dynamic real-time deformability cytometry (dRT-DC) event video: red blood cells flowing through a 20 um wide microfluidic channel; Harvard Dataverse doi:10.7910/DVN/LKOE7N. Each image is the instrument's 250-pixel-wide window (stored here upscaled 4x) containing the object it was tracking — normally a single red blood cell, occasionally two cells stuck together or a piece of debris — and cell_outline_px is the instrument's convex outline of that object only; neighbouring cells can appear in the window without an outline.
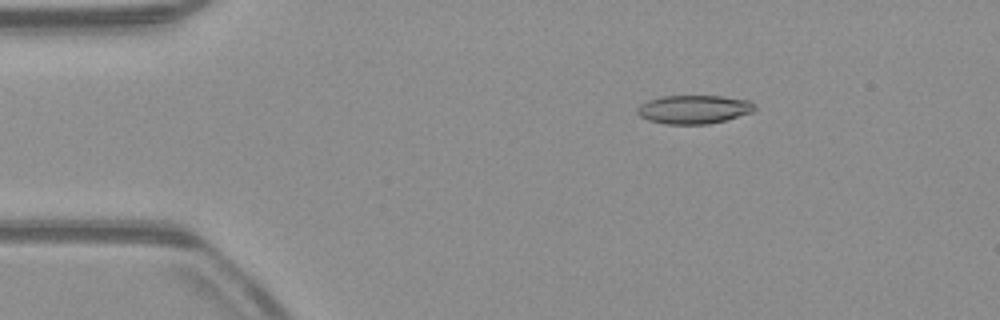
{"species": "common noctule bat (a hibernating species)", "species_latin": "Nyctalus noctula", "temperature_condition": "warm", "stored_images_in_passage": 53, "camera_frame_rate_fps": 3000, "um_per_image_px": 0.085, "animal": {"sex": "male", "body_mass_g": 23.1, "forearm_length_mm": 52.7}, "frame": {"image": 1, "passage_image": 9, "time_ms": 2.667, "image_size_px": [1000, 320], "cell_outline_px": [[756, 108], [752, 112], [724, 120], [708, 124], [664, 124], [648, 120], [640, 116], [636, 112], [636, 108], [640, 104], [648, 100], [660, 96], [724, 96], [748, 100], [756, 104]], "centroid_in_image_um": [58.95, 9.29], "position_along_channel_um": 26.0, "area_um2": 19.65}}
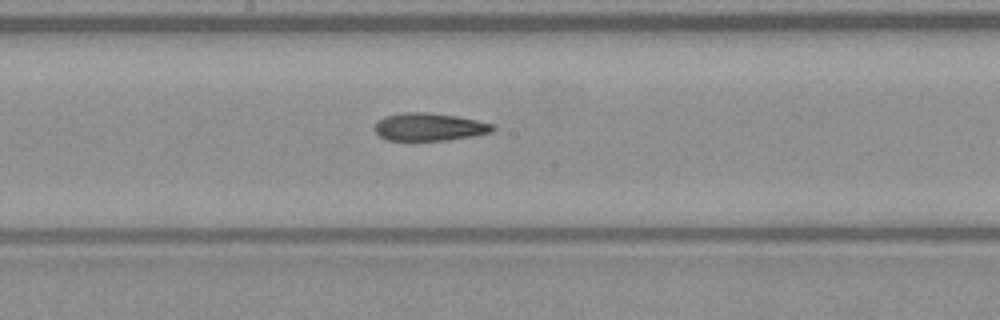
{"frame": {"image": 2, "passage_image": 28, "time_ms": 9.0, "image_size_px": [1000, 320], "cell_outline_px": [[496, 128], [492, 132], [472, 136], [448, 140], [384, 140], [372, 128], [376, 120], [384, 116], [404, 112], [424, 112], [456, 116], [476, 120], [492, 124]], "centroid_in_image_um": [36.43, 10.79], "position_along_channel_um": 211.8, "area_um2": 19.19}}
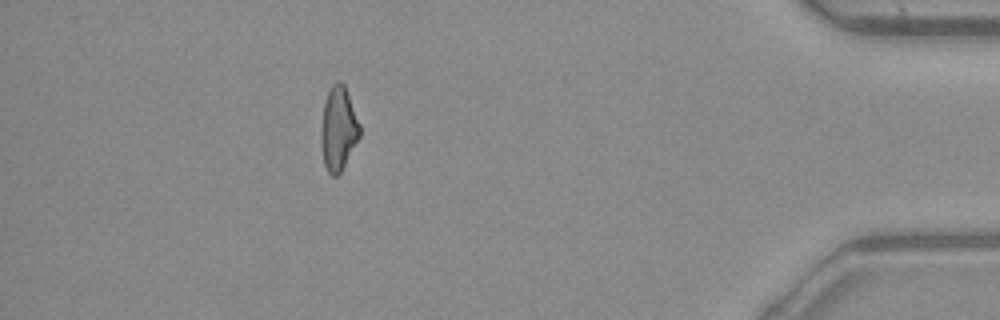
{"frame": {"image": 3, "passage_image": 47, "time_ms": 15.333, "image_size_px": [1000, 320], "cell_outline_px": [[360, 136], [340, 172], [336, 176], [332, 176], [328, 172], [324, 164], [320, 144], [320, 128], [324, 104], [328, 92], [332, 84], [336, 80], [340, 80], [344, 84], [360, 124]], "centroid_in_image_um": [28.74, 10.92], "position_along_channel_um": 406.5, "area_um2": 18.9}, "authors_computed_cell_mechanics": {"area_um2": 19.5942, "velocity_mm_per_s": 3.953, "shape_relaxation_time_tau1_ms": 5.4873, "shape_relaxation_time_tau2_ms": 6.0827, "deformation_change_tau1": 0.1662, "deformation_change_tau2": 0.1797}}